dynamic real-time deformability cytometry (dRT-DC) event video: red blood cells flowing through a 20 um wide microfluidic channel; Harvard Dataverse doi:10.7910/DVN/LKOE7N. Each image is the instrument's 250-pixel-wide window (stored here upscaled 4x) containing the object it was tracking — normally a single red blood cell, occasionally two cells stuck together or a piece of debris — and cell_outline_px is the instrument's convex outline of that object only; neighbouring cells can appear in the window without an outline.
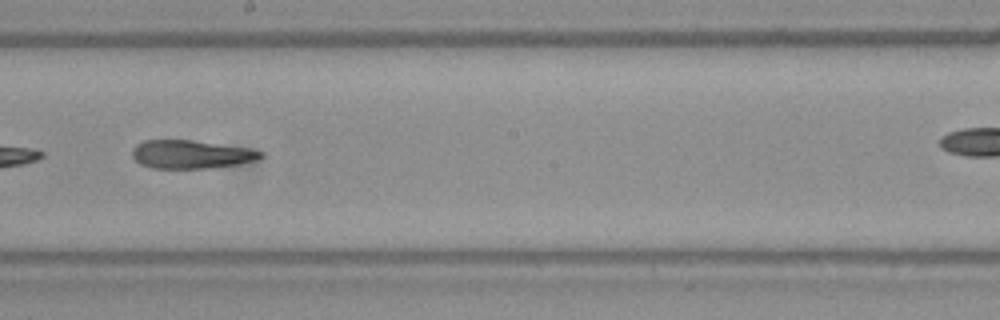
{"species": "Egyptian fruit bat (a non-hibernating species)", "species_latin": "Rousettus aegyptiacus", "temperature_condition": "warm", "stored_images_in_passage": 31, "camera_frame_rate_fps": 3000, "um_per_image_px": 0.085, "frame": {"image": 1, "passage_image": 18, "time_ms": 5.667, "image_size_px": [1000, 320], "cell_outline_px": [[264, 156], [256, 160], [240, 164], [208, 168], [152, 168], [140, 164], [132, 156], [132, 148], [136, 144], [144, 140], [192, 140], [248, 148], [264, 152]], "centroid_in_image_um": [16.24, 13.12], "position_along_channel_um": 232.0, "area_um2": 21.27}}
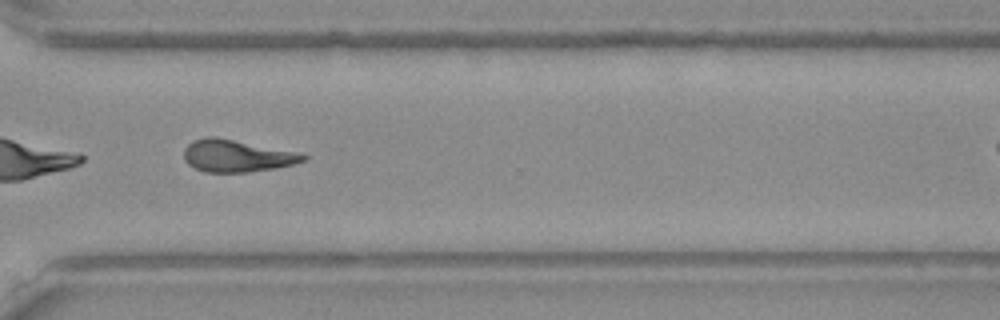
{"frame": {"image": 2, "passage_image": 27, "time_ms": 8.667, "image_size_px": [1000, 320], "cell_outline_px": [[308, 156], [304, 160], [292, 164], [276, 168], [248, 172], [204, 172], [188, 164], [184, 160], [184, 148], [192, 140], [204, 136], [216, 136], [296, 152]], "centroid_in_image_um": [20.06, 13.24], "position_along_channel_um": 350.5, "area_um2": 22.31}}